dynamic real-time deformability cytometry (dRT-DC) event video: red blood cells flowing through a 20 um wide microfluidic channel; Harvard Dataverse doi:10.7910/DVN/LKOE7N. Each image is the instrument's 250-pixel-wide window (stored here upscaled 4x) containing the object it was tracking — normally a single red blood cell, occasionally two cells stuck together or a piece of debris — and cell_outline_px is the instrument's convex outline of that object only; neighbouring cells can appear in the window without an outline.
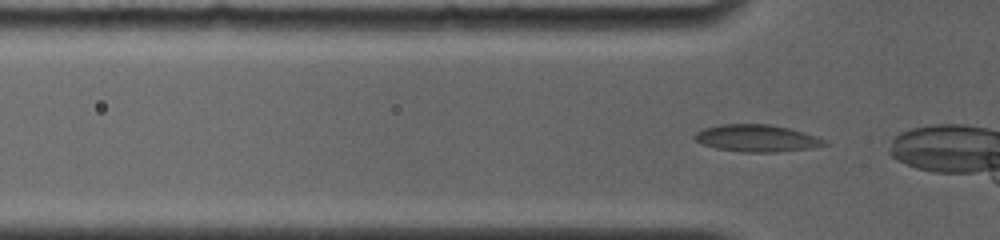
{"species": "common noctule bat (a hibernating species)", "species_latin": "Nyctalus noctula", "temperature_condition": "room temperature", "stored_images_in_passage": 9, "camera_frame_rate_fps": 4000, "um_per_image_px": 0.085, "animal": {"sex": "female", "body_mass_g": 19.0, "forearm_length_mm": 56.7}, "frame": {"image": 1, "passage_image": 2, "time_ms": 0.25, "image_size_px": [1000, 240], "cell_outline_px": [[828, 144], [812, 148], [776, 152], [740, 152], [716, 148], [704, 144], [696, 140], [692, 136], [696, 132], [704, 128], [720, 124], [768, 124], [788, 128], [804, 132], [816, 136], [824, 140]], "centroid_in_image_um": [64.31, 11.75], "position_along_channel_um": 61.5, "area_um2": 20.4}}
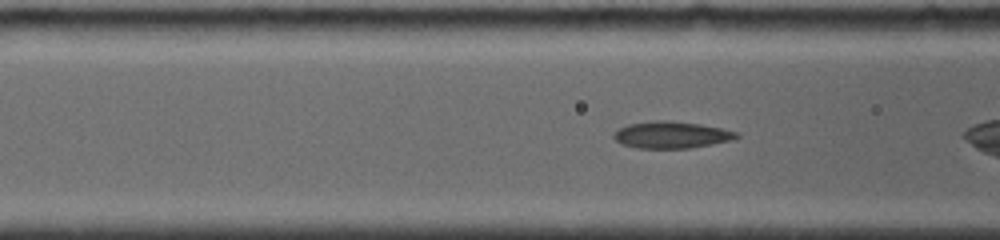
{"frame": {"image": 2, "passage_image": 7, "time_ms": 1.5, "image_size_px": [1000, 240], "cell_outline_px": [[740, 136], [736, 140], [688, 148], [636, 148], [620, 144], [612, 136], [620, 128], [628, 124], [652, 120], [672, 120], [700, 124], [720, 128], [736, 132]], "centroid_in_image_um": [57.07, 11.46], "position_along_channel_um": 109.5, "area_um2": 19.31}}